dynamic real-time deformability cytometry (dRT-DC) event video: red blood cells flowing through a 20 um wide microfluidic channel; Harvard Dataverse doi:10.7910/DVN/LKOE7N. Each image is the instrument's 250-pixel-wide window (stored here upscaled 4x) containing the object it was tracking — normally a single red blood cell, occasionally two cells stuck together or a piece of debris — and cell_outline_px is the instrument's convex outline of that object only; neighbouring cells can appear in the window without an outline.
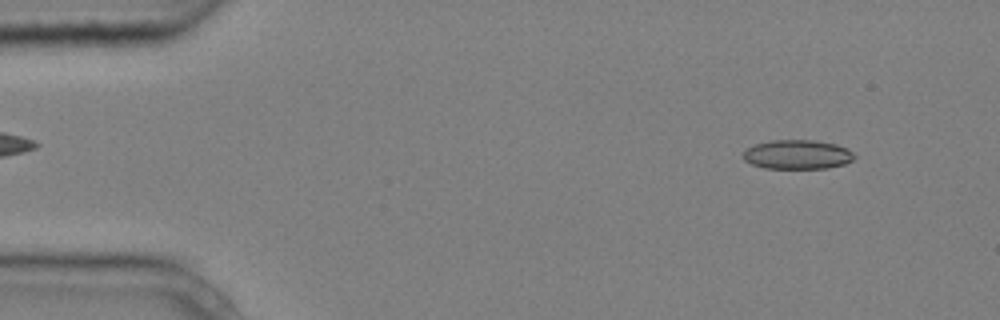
{"species": "common noctule bat (a hibernating species)", "species_latin": "Nyctalus noctula", "temperature_condition": "cold", "stored_images_in_passage": 4, "camera_frame_rate_fps": 3000, "um_per_image_px": 0.085, "animal": {"sex": "male", "body_mass_g": 20.4}, "frame": {"image": 1, "passage_image": 1, "time_ms": 0.0, "image_size_px": [1000, 320], "cell_outline_px": [[856, 156], [852, 160], [844, 164], [828, 168], [764, 168], [752, 164], [744, 160], [744, 148], [756, 144], [772, 140], [816, 140], [836, 144], [852, 152]], "centroid_in_image_um": [67.76, 13.13], "position_along_channel_um": 17.2, "area_um2": 18.9}}
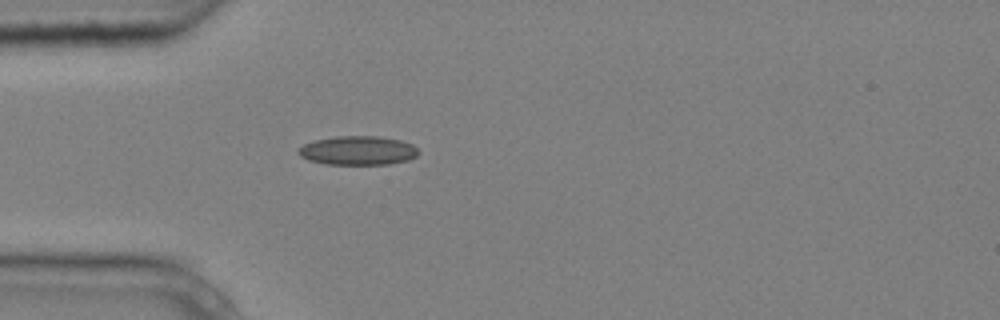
{"frame": {"image": 2, "passage_image": 4, "time_ms": 1.0, "image_size_px": [1000, 320], "cell_outline_px": [[420, 152], [416, 156], [408, 160], [388, 164], [328, 164], [308, 160], [300, 156], [296, 152], [304, 144], [316, 140], [336, 136], [376, 136], [400, 140], [412, 144]], "centroid_in_image_um": [30.42, 12.79], "position_along_channel_um": 54.6, "area_um2": 20.17}}